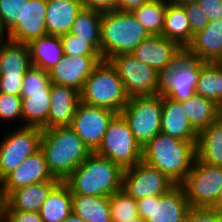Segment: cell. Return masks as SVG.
Returning <instances> with one entry per match:
<instances>
[{
	"instance_id": "cell-27",
	"label": "cell",
	"mask_w": 222,
	"mask_h": 222,
	"mask_svg": "<svg viewBox=\"0 0 222 222\" xmlns=\"http://www.w3.org/2000/svg\"><path fill=\"white\" fill-rule=\"evenodd\" d=\"M73 212L72 193L60 181L49 193L39 211L43 222H63Z\"/></svg>"
},
{
	"instance_id": "cell-12",
	"label": "cell",
	"mask_w": 222,
	"mask_h": 222,
	"mask_svg": "<svg viewBox=\"0 0 222 222\" xmlns=\"http://www.w3.org/2000/svg\"><path fill=\"white\" fill-rule=\"evenodd\" d=\"M115 67L129 97L157 95L158 72L132 54H119L109 59Z\"/></svg>"
},
{
	"instance_id": "cell-38",
	"label": "cell",
	"mask_w": 222,
	"mask_h": 222,
	"mask_svg": "<svg viewBox=\"0 0 222 222\" xmlns=\"http://www.w3.org/2000/svg\"><path fill=\"white\" fill-rule=\"evenodd\" d=\"M24 0H0V18L8 33L23 19Z\"/></svg>"
},
{
	"instance_id": "cell-10",
	"label": "cell",
	"mask_w": 222,
	"mask_h": 222,
	"mask_svg": "<svg viewBox=\"0 0 222 222\" xmlns=\"http://www.w3.org/2000/svg\"><path fill=\"white\" fill-rule=\"evenodd\" d=\"M190 207H212L222 188V166H213L197 158L181 184Z\"/></svg>"
},
{
	"instance_id": "cell-34",
	"label": "cell",
	"mask_w": 222,
	"mask_h": 222,
	"mask_svg": "<svg viewBox=\"0 0 222 222\" xmlns=\"http://www.w3.org/2000/svg\"><path fill=\"white\" fill-rule=\"evenodd\" d=\"M166 8V0H149L133 10L132 14L151 35H161Z\"/></svg>"
},
{
	"instance_id": "cell-33",
	"label": "cell",
	"mask_w": 222,
	"mask_h": 222,
	"mask_svg": "<svg viewBox=\"0 0 222 222\" xmlns=\"http://www.w3.org/2000/svg\"><path fill=\"white\" fill-rule=\"evenodd\" d=\"M101 16L102 13L83 8L73 22L70 33L86 40L101 55Z\"/></svg>"
},
{
	"instance_id": "cell-4",
	"label": "cell",
	"mask_w": 222,
	"mask_h": 222,
	"mask_svg": "<svg viewBox=\"0 0 222 222\" xmlns=\"http://www.w3.org/2000/svg\"><path fill=\"white\" fill-rule=\"evenodd\" d=\"M150 36L132 12L116 9L102 13L101 57L109 60L115 55L129 54Z\"/></svg>"
},
{
	"instance_id": "cell-8",
	"label": "cell",
	"mask_w": 222,
	"mask_h": 222,
	"mask_svg": "<svg viewBox=\"0 0 222 222\" xmlns=\"http://www.w3.org/2000/svg\"><path fill=\"white\" fill-rule=\"evenodd\" d=\"M95 153L110 159L123 170L142 161V147L136 142L128 123L120 113L110 121Z\"/></svg>"
},
{
	"instance_id": "cell-26",
	"label": "cell",
	"mask_w": 222,
	"mask_h": 222,
	"mask_svg": "<svg viewBox=\"0 0 222 222\" xmlns=\"http://www.w3.org/2000/svg\"><path fill=\"white\" fill-rule=\"evenodd\" d=\"M161 36L176 42L183 49L190 44L191 26L182 5L167 2Z\"/></svg>"
},
{
	"instance_id": "cell-25",
	"label": "cell",
	"mask_w": 222,
	"mask_h": 222,
	"mask_svg": "<svg viewBox=\"0 0 222 222\" xmlns=\"http://www.w3.org/2000/svg\"><path fill=\"white\" fill-rule=\"evenodd\" d=\"M31 64L46 71L51 70L64 56L60 36L45 35L27 44Z\"/></svg>"
},
{
	"instance_id": "cell-43",
	"label": "cell",
	"mask_w": 222,
	"mask_h": 222,
	"mask_svg": "<svg viewBox=\"0 0 222 222\" xmlns=\"http://www.w3.org/2000/svg\"><path fill=\"white\" fill-rule=\"evenodd\" d=\"M197 3L210 21L222 19V0H198Z\"/></svg>"
},
{
	"instance_id": "cell-49",
	"label": "cell",
	"mask_w": 222,
	"mask_h": 222,
	"mask_svg": "<svg viewBox=\"0 0 222 222\" xmlns=\"http://www.w3.org/2000/svg\"><path fill=\"white\" fill-rule=\"evenodd\" d=\"M63 222H85V221L72 212Z\"/></svg>"
},
{
	"instance_id": "cell-42",
	"label": "cell",
	"mask_w": 222,
	"mask_h": 222,
	"mask_svg": "<svg viewBox=\"0 0 222 222\" xmlns=\"http://www.w3.org/2000/svg\"><path fill=\"white\" fill-rule=\"evenodd\" d=\"M5 218L8 222H43L38 212L5 210Z\"/></svg>"
},
{
	"instance_id": "cell-13",
	"label": "cell",
	"mask_w": 222,
	"mask_h": 222,
	"mask_svg": "<svg viewBox=\"0 0 222 222\" xmlns=\"http://www.w3.org/2000/svg\"><path fill=\"white\" fill-rule=\"evenodd\" d=\"M32 66L27 44L1 43L0 92L21 96L23 78Z\"/></svg>"
},
{
	"instance_id": "cell-41",
	"label": "cell",
	"mask_w": 222,
	"mask_h": 222,
	"mask_svg": "<svg viewBox=\"0 0 222 222\" xmlns=\"http://www.w3.org/2000/svg\"><path fill=\"white\" fill-rule=\"evenodd\" d=\"M222 212L213 207H190L185 222H221Z\"/></svg>"
},
{
	"instance_id": "cell-3",
	"label": "cell",
	"mask_w": 222,
	"mask_h": 222,
	"mask_svg": "<svg viewBox=\"0 0 222 222\" xmlns=\"http://www.w3.org/2000/svg\"><path fill=\"white\" fill-rule=\"evenodd\" d=\"M124 170L92 152L65 180L72 195L110 197L122 188Z\"/></svg>"
},
{
	"instance_id": "cell-18",
	"label": "cell",
	"mask_w": 222,
	"mask_h": 222,
	"mask_svg": "<svg viewBox=\"0 0 222 222\" xmlns=\"http://www.w3.org/2000/svg\"><path fill=\"white\" fill-rule=\"evenodd\" d=\"M176 42L161 35H151L144 39L130 54L156 72L173 65L174 59L182 52Z\"/></svg>"
},
{
	"instance_id": "cell-17",
	"label": "cell",
	"mask_w": 222,
	"mask_h": 222,
	"mask_svg": "<svg viewBox=\"0 0 222 222\" xmlns=\"http://www.w3.org/2000/svg\"><path fill=\"white\" fill-rule=\"evenodd\" d=\"M60 181L52 176L41 149L29 156L1 182L6 197L14 190L33 183Z\"/></svg>"
},
{
	"instance_id": "cell-29",
	"label": "cell",
	"mask_w": 222,
	"mask_h": 222,
	"mask_svg": "<svg viewBox=\"0 0 222 222\" xmlns=\"http://www.w3.org/2000/svg\"><path fill=\"white\" fill-rule=\"evenodd\" d=\"M197 159L203 163L222 166V122L210 124L198 133Z\"/></svg>"
},
{
	"instance_id": "cell-15",
	"label": "cell",
	"mask_w": 222,
	"mask_h": 222,
	"mask_svg": "<svg viewBox=\"0 0 222 222\" xmlns=\"http://www.w3.org/2000/svg\"><path fill=\"white\" fill-rule=\"evenodd\" d=\"M117 113L102 107L79 102L69 125L91 152H95L107 131L110 121Z\"/></svg>"
},
{
	"instance_id": "cell-19",
	"label": "cell",
	"mask_w": 222,
	"mask_h": 222,
	"mask_svg": "<svg viewBox=\"0 0 222 222\" xmlns=\"http://www.w3.org/2000/svg\"><path fill=\"white\" fill-rule=\"evenodd\" d=\"M47 0H24L23 19L10 32L13 42L28 44L47 35L45 16Z\"/></svg>"
},
{
	"instance_id": "cell-45",
	"label": "cell",
	"mask_w": 222,
	"mask_h": 222,
	"mask_svg": "<svg viewBox=\"0 0 222 222\" xmlns=\"http://www.w3.org/2000/svg\"><path fill=\"white\" fill-rule=\"evenodd\" d=\"M148 1L149 0H116V9L124 12H132Z\"/></svg>"
},
{
	"instance_id": "cell-35",
	"label": "cell",
	"mask_w": 222,
	"mask_h": 222,
	"mask_svg": "<svg viewBox=\"0 0 222 222\" xmlns=\"http://www.w3.org/2000/svg\"><path fill=\"white\" fill-rule=\"evenodd\" d=\"M112 222H126L138 216L136 200L123 190L115 192L109 197Z\"/></svg>"
},
{
	"instance_id": "cell-28",
	"label": "cell",
	"mask_w": 222,
	"mask_h": 222,
	"mask_svg": "<svg viewBox=\"0 0 222 222\" xmlns=\"http://www.w3.org/2000/svg\"><path fill=\"white\" fill-rule=\"evenodd\" d=\"M181 105L189 122L198 133L219 120V105L196 93L182 101Z\"/></svg>"
},
{
	"instance_id": "cell-32",
	"label": "cell",
	"mask_w": 222,
	"mask_h": 222,
	"mask_svg": "<svg viewBox=\"0 0 222 222\" xmlns=\"http://www.w3.org/2000/svg\"><path fill=\"white\" fill-rule=\"evenodd\" d=\"M195 93L222 104V63L205 62L200 70Z\"/></svg>"
},
{
	"instance_id": "cell-47",
	"label": "cell",
	"mask_w": 222,
	"mask_h": 222,
	"mask_svg": "<svg viewBox=\"0 0 222 222\" xmlns=\"http://www.w3.org/2000/svg\"><path fill=\"white\" fill-rule=\"evenodd\" d=\"M9 33L4 27L1 18H0V44L9 41Z\"/></svg>"
},
{
	"instance_id": "cell-1",
	"label": "cell",
	"mask_w": 222,
	"mask_h": 222,
	"mask_svg": "<svg viewBox=\"0 0 222 222\" xmlns=\"http://www.w3.org/2000/svg\"><path fill=\"white\" fill-rule=\"evenodd\" d=\"M197 141H182L158 133L142 149V161L164 173L175 185H181L197 158Z\"/></svg>"
},
{
	"instance_id": "cell-40",
	"label": "cell",
	"mask_w": 222,
	"mask_h": 222,
	"mask_svg": "<svg viewBox=\"0 0 222 222\" xmlns=\"http://www.w3.org/2000/svg\"><path fill=\"white\" fill-rule=\"evenodd\" d=\"M182 6L185 8L191 26L192 41L193 35L204 29L210 20L197 2L186 3Z\"/></svg>"
},
{
	"instance_id": "cell-51",
	"label": "cell",
	"mask_w": 222,
	"mask_h": 222,
	"mask_svg": "<svg viewBox=\"0 0 222 222\" xmlns=\"http://www.w3.org/2000/svg\"><path fill=\"white\" fill-rule=\"evenodd\" d=\"M126 222H146L141 216H135L131 220H128Z\"/></svg>"
},
{
	"instance_id": "cell-44",
	"label": "cell",
	"mask_w": 222,
	"mask_h": 222,
	"mask_svg": "<svg viewBox=\"0 0 222 222\" xmlns=\"http://www.w3.org/2000/svg\"><path fill=\"white\" fill-rule=\"evenodd\" d=\"M85 9L100 13L116 10V0H82Z\"/></svg>"
},
{
	"instance_id": "cell-39",
	"label": "cell",
	"mask_w": 222,
	"mask_h": 222,
	"mask_svg": "<svg viewBox=\"0 0 222 222\" xmlns=\"http://www.w3.org/2000/svg\"><path fill=\"white\" fill-rule=\"evenodd\" d=\"M0 120L22 122L21 96L0 92Z\"/></svg>"
},
{
	"instance_id": "cell-30",
	"label": "cell",
	"mask_w": 222,
	"mask_h": 222,
	"mask_svg": "<svg viewBox=\"0 0 222 222\" xmlns=\"http://www.w3.org/2000/svg\"><path fill=\"white\" fill-rule=\"evenodd\" d=\"M51 105V92L28 93L22 98V125L47 129V119Z\"/></svg>"
},
{
	"instance_id": "cell-14",
	"label": "cell",
	"mask_w": 222,
	"mask_h": 222,
	"mask_svg": "<svg viewBox=\"0 0 222 222\" xmlns=\"http://www.w3.org/2000/svg\"><path fill=\"white\" fill-rule=\"evenodd\" d=\"M174 186L164 173L140 161L124 170L121 190L137 201L149 196L164 195Z\"/></svg>"
},
{
	"instance_id": "cell-46",
	"label": "cell",
	"mask_w": 222,
	"mask_h": 222,
	"mask_svg": "<svg viewBox=\"0 0 222 222\" xmlns=\"http://www.w3.org/2000/svg\"><path fill=\"white\" fill-rule=\"evenodd\" d=\"M6 205V195L0 184V221L5 217Z\"/></svg>"
},
{
	"instance_id": "cell-22",
	"label": "cell",
	"mask_w": 222,
	"mask_h": 222,
	"mask_svg": "<svg viewBox=\"0 0 222 222\" xmlns=\"http://www.w3.org/2000/svg\"><path fill=\"white\" fill-rule=\"evenodd\" d=\"M84 8L82 0H47L45 24L47 35L70 32L77 15Z\"/></svg>"
},
{
	"instance_id": "cell-11",
	"label": "cell",
	"mask_w": 222,
	"mask_h": 222,
	"mask_svg": "<svg viewBox=\"0 0 222 222\" xmlns=\"http://www.w3.org/2000/svg\"><path fill=\"white\" fill-rule=\"evenodd\" d=\"M138 215L146 222H185L190 205L181 185L166 194L137 200Z\"/></svg>"
},
{
	"instance_id": "cell-9",
	"label": "cell",
	"mask_w": 222,
	"mask_h": 222,
	"mask_svg": "<svg viewBox=\"0 0 222 222\" xmlns=\"http://www.w3.org/2000/svg\"><path fill=\"white\" fill-rule=\"evenodd\" d=\"M42 134L40 128L21 125L7 132L0 142V182L40 150Z\"/></svg>"
},
{
	"instance_id": "cell-50",
	"label": "cell",
	"mask_w": 222,
	"mask_h": 222,
	"mask_svg": "<svg viewBox=\"0 0 222 222\" xmlns=\"http://www.w3.org/2000/svg\"><path fill=\"white\" fill-rule=\"evenodd\" d=\"M166 1L177 5H184L186 3L197 2L198 0H166Z\"/></svg>"
},
{
	"instance_id": "cell-7",
	"label": "cell",
	"mask_w": 222,
	"mask_h": 222,
	"mask_svg": "<svg viewBox=\"0 0 222 222\" xmlns=\"http://www.w3.org/2000/svg\"><path fill=\"white\" fill-rule=\"evenodd\" d=\"M120 114L142 147L161 132L162 96H132Z\"/></svg>"
},
{
	"instance_id": "cell-6",
	"label": "cell",
	"mask_w": 222,
	"mask_h": 222,
	"mask_svg": "<svg viewBox=\"0 0 222 222\" xmlns=\"http://www.w3.org/2000/svg\"><path fill=\"white\" fill-rule=\"evenodd\" d=\"M205 61L185 49L174 59L173 65L158 72L157 95L182 102L195 94L200 70Z\"/></svg>"
},
{
	"instance_id": "cell-21",
	"label": "cell",
	"mask_w": 222,
	"mask_h": 222,
	"mask_svg": "<svg viewBox=\"0 0 222 222\" xmlns=\"http://www.w3.org/2000/svg\"><path fill=\"white\" fill-rule=\"evenodd\" d=\"M205 62L222 60V19L209 21L208 25L193 35L185 49Z\"/></svg>"
},
{
	"instance_id": "cell-20",
	"label": "cell",
	"mask_w": 222,
	"mask_h": 222,
	"mask_svg": "<svg viewBox=\"0 0 222 222\" xmlns=\"http://www.w3.org/2000/svg\"><path fill=\"white\" fill-rule=\"evenodd\" d=\"M79 102V90L51 83V105L47 119V129L69 126Z\"/></svg>"
},
{
	"instance_id": "cell-37",
	"label": "cell",
	"mask_w": 222,
	"mask_h": 222,
	"mask_svg": "<svg viewBox=\"0 0 222 222\" xmlns=\"http://www.w3.org/2000/svg\"><path fill=\"white\" fill-rule=\"evenodd\" d=\"M64 55L71 56H101L100 53L86 40L72 33L60 36Z\"/></svg>"
},
{
	"instance_id": "cell-53",
	"label": "cell",
	"mask_w": 222,
	"mask_h": 222,
	"mask_svg": "<svg viewBox=\"0 0 222 222\" xmlns=\"http://www.w3.org/2000/svg\"><path fill=\"white\" fill-rule=\"evenodd\" d=\"M0 222H8V220L4 217Z\"/></svg>"
},
{
	"instance_id": "cell-31",
	"label": "cell",
	"mask_w": 222,
	"mask_h": 222,
	"mask_svg": "<svg viewBox=\"0 0 222 222\" xmlns=\"http://www.w3.org/2000/svg\"><path fill=\"white\" fill-rule=\"evenodd\" d=\"M72 206L85 222H112L109 197L72 195Z\"/></svg>"
},
{
	"instance_id": "cell-48",
	"label": "cell",
	"mask_w": 222,
	"mask_h": 222,
	"mask_svg": "<svg viewBox=\"0 0 222 222\" xmlns=\"http://www.w3.org/2000/svg\"><path fill=\"white\" fill-rule=\"evenodd\" d=\"M212 207L222 212V188L220 192L218 193L215 204Z\"/></svg>"
},
{
	"instance_id": "cell-5",
	"label": "cell",
	"mask_w": 222,
	"mask_h": 222,
	"mask_svg": "<svg viewBox=\"0 0 222 222\" xmlns=\"http://www.w3.org/2000/svg\"><path fill=\"white\" fill-rule=\"evenodd\" d=\"M123 82L109 60L100 61L80 91V101L119 114L128 103Z\"/></svg>"
},
{
	"instance_id": "cell-2",
	"label": "cell",
	"mask_w": 222,
	"mask_h": 222,
	"mask_svg": "<svg viewBox=\"0 0 222 222\" xmlns=\"http://www.w3.org/2000/svg\"><path fill=\"white\" fill-rule=\"evenodd\" d=\"M40 149L52 176L64 181L92 152L70 126L42 130Z\"/></svg>"
},
{
	"instance_id": "cell-36",
	"label": "cell",
	"mask_w": 222,
	"mask_h": 222,
	"mask_svg": "<svg viewBox=\"0 0 222 222\" xmlns=\"http://www.w3.org/2000/svg\"><path fill=\"white\" fill-rule=\"evenodd\" d=\"M36 92H51V83L48 71L32 65L23 78L21 98Z\"/></svg>"
},
{
	"instance_id": "cell-52",
	"label": "cell",
	"mask_w": 222,
	"mask_h": 222,
	"mask_svg": "<svg viewBox=\"0 0 222 222\" xmlns=\"http://www.w3.org/2000/svg\"><path fill=\"white\" fill-rule=\"evenodd\" d=\"M219 107H220V114H219V116H222V104Z\"/></svg>"
},
{
	"instance_id": "cell-24",
	"label": "cell",
	"mask_w": 222,
	"mask_h": 222,
	"mask_svg": "<svg viewBox=\"0 0 222 222\" xmlns=\"http://www.w3.org/2000/svg\"><path fill=\"white\" fill-rule=\"evenodd\" d=\"M60 181H44L33 183L12 191L6 197V210L38 212L50 191Z\"/></svg>"
},
{
	"instance_id": "cell-16",
	"label": "cell",
	"mask_w": 222,
	"mask_h": 222,
	"mask_svg": "<svg viewBox=\"0 0 222 222\" xmlns=\"http://www.w3.org/2000/svg\"><path fill=\"white\" fill-rule=\"evenodd\" d=\"M102 60L101 56L64 55L48 71L50 83L72 87L81 91L95 66Z\"/></svg>"
},
{
	"instance_id": "cell-23",
	"label": "cell",
	"mask_w": 222,
	"mask_h": 222,
	"mask_svg": "<svg viewBox=\"0 0 222 222\" xmlns=\"http://www.w3.org/2000/svg\"><path fill=\"white\" fill-rule=\"evenodd\" d=\"M161 132L182 141H198V132L193 128L181 102L162 97Z\"/></svg>"
}]
</instances>
